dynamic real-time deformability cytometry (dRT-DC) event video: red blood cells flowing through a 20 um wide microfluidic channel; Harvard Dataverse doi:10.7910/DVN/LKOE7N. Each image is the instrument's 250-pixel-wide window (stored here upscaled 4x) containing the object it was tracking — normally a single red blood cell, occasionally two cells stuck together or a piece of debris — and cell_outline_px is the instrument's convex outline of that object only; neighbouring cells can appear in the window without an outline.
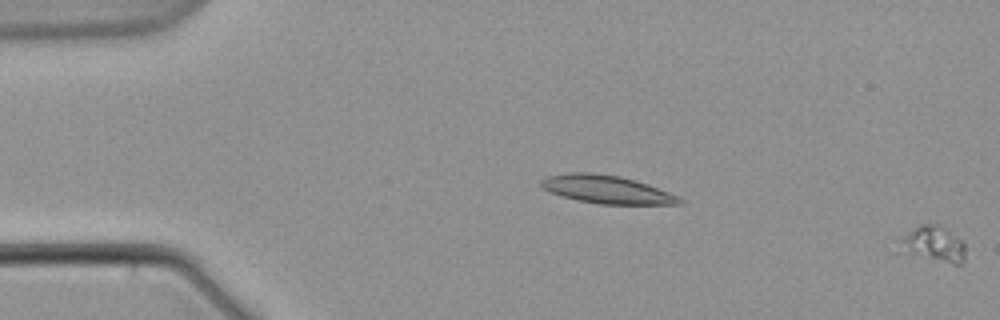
{"species": "common noctule bat (a hibernating species)", "species_latin": "Nyctalus noctula", "temperature_condition": "warm", "stored_images_in_passage": 4, "camera_frame_rate_fps": 3000, "um_per_image_px": 0.085, "animal": {"sex": "male", "body_mass_g": 21.5, "forearm_length_mm": 52.0}, "frame": {"image": 1, "passage_image": 4, "time_ms": 4.667, "image_size_px": [1000, 320], "cell_outline_px": [[964, 260], [960, 264], [956, 264], [892, 252], [896, 240], [920, 224], [936, 224], [960, 240], [964, 244]], "centroid_in_image_um": [79.14, 20.78], "position_along_channel_um": 5.9, "area_um2": 14.05}}